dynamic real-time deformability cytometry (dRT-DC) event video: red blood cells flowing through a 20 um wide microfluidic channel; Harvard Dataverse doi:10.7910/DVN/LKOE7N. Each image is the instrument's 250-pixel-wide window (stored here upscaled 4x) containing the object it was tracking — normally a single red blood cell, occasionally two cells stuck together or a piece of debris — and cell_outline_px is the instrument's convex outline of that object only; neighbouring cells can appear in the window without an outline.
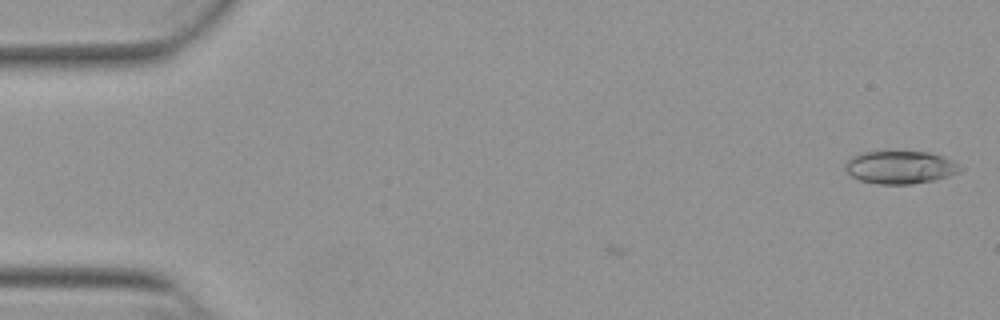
{"species": "Egyptian fruit bat (a non-hibernating species)", "species_latin": "Rousettus aegyptiacus", "temperature_condition": "warm", "stored_images_in_passage": 3, "camera_frame_rate_fps": 3000, "um_per_image_px": 0.085, "animal": {"sex": "female"}, "frame": {"image": 1, "passage_image": 1, "time_ms": 0.0, "image_size_px": [1000, 320], "cell_outline_px": [[964, 168], [960, 172], [936, 180], [912, 184], [876, 184], [860, 180], [852, 176], [844, 168], [844, 164], [852, 156], [860, 152], [884, 148], [932, 152], [944, 156], [960, 164]], "centroid_in_image_um": [76.52, 14.16], "position_along_channel_um": 8.5, "area_um2": 23.29}}